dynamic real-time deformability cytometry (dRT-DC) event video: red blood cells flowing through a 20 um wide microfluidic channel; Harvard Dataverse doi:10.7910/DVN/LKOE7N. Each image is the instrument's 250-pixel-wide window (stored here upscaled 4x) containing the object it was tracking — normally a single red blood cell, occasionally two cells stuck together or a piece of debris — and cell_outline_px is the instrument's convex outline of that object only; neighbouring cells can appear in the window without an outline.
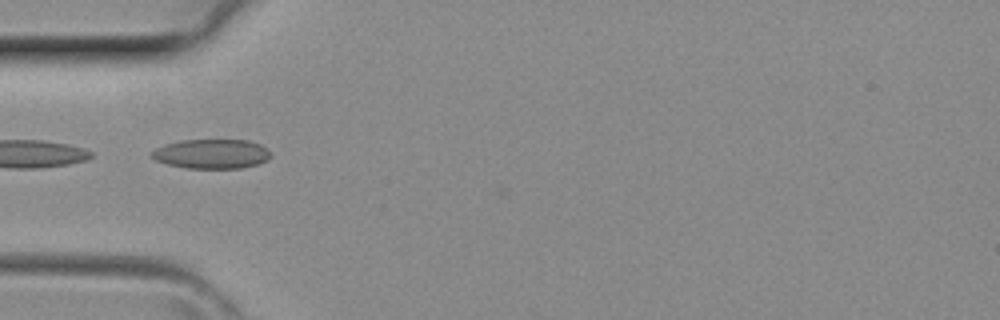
{"species": "common noctule bat (a hibernating species)", "species_latin": "Nyctalus noctula", "temperature_condition": "room temperature", "stored_images_in_passage": 3, "camera_frame_rate_fps": 3000, "um_per_image_px": 0.085, "animal": {"sex": "female", "body_mass_g": 29.2, "forearm_length_mm": 56.3}, "frame": {"image": 1, "passage_image": 3, "time_ms": 0.667, "image_size_px": [1000, 320], "cell_outline_px": [[272, 156], [268, 160], [256, 164], [240, 168], [188, 168], [168, 164], [156, 160], [148, 156], [148, 152], [164, 144], [180, 140], [248, 140], [260, 144], [268, 148], [272, 152]], "centroid_in_image_um": [17.98, 13.07], "position_along_channel_um": 67.0, "area_um2": 20.69}}